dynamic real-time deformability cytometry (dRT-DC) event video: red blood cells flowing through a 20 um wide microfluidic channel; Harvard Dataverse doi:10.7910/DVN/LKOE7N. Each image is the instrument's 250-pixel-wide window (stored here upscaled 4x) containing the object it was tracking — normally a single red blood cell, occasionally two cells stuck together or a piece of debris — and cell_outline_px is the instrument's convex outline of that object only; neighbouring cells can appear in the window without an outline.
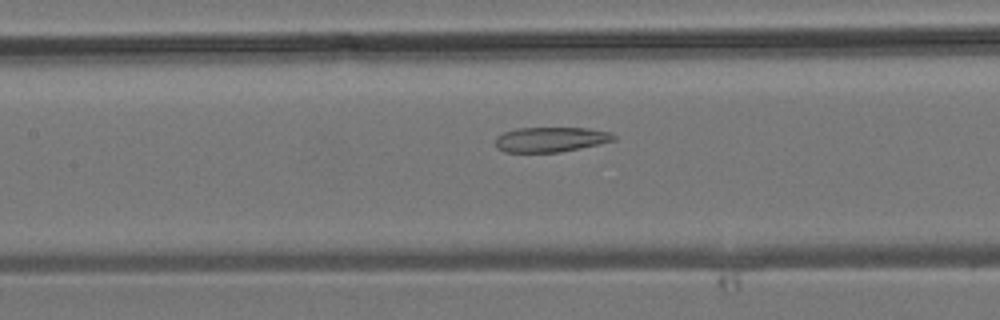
{"species": "common noctule bat (a hibernating species)", "species_latin": "Nyctalus noctula", "temperature_condition": "room temperature", "stored_images_in_passage": 22, "camera_frame_rate_fps": 3000, "um_per_image_px": 0.085, "animal": {"sex": "male", "body_mass_g": 19.2, "forearm_length_mm": 51.8}, "frame": {"image": 1, "passage_image": 11, "time_ms": 3.333, "image_size_px": [1000, 320], "cell_outline_px": [[616, 140], [600, 144], [560, 152], [504, 152], [496, 148], [496, 136], [504, 132], [516, 128], [588, 128], [612, 132], [616, 136]], "centroid_in_image_um": [46.83, 11.85], "position_along_channel_um": 160.6, "area_um2": 17.34}}
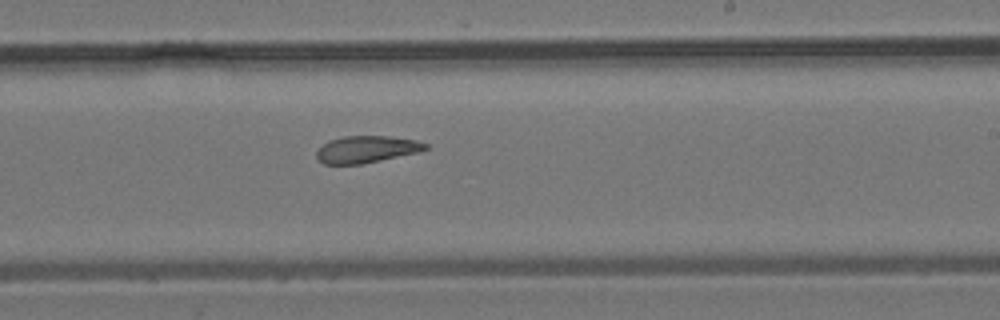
{"frame": {"image": 2, "passage_image": 17, "time_ms": 5.333, "image_size_px": [1000, 320], "cell_outline_px": [[428, 148], [420, 152], [360, 164], [324, 164], [316, 156], [316, 152], [328, 140], [344, 136], [388, 136], [416, 140], [428, 144]], "centroid_in_image_um": [31.17, 12.68], "position_along_channel_um": 257.8, "area_um2": 16.99}}
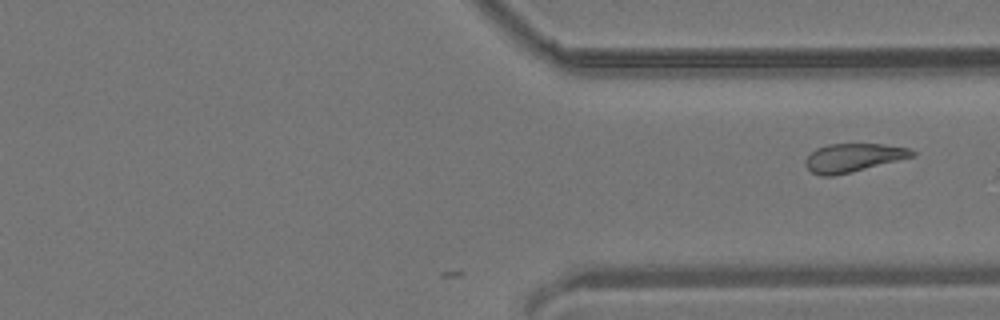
{"frame": {"image": 3, "passage_image": 22, "time_ms": 7.0, "image_size_px": [1000, 320], "cell_outline_px": [[916, 156], [852, 172], [832, 176], [820, 176], [812, 172], [804, 164], [804, 160], [816, 148], [828, 144], [880, 144], [908, 148], [916, 152]], "centroid_in_image_um": [72.52, 13.41], "position_along_channel_um": 338.9, "area_um2": 17.69}}